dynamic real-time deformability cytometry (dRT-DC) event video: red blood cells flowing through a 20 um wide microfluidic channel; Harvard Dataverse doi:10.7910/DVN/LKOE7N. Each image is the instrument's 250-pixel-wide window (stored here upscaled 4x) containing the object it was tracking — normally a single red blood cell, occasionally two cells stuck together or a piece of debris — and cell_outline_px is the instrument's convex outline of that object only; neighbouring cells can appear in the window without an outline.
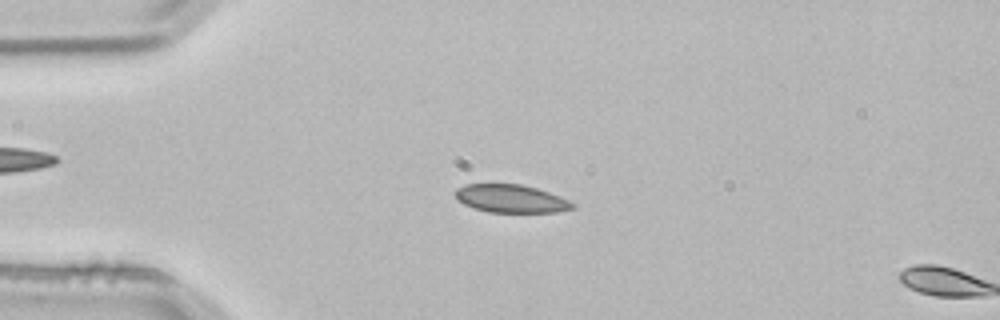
{"species": "common noctule bat (a hibernating species)", "species_latin": "Nyctalus noctula", "temperature_condition": "room temperature", "stored_images_in_passage": 4, "camera_frame_rate_fps": 3000, "um_per_image_px": 0.085, "animal": {"sex": "male", "body_mass_g": 21.5, "forearm_length_mm": 52.0}, "frame": {"image": 1, "passage_image": 3, "time_ms": 0.667, "image_size_px": [1000, 320], "cell_outline_px": [[576, 208], [556, 212], [488, 212], [472, 208], [456, 200], [456, 188], [464, 184], [520, 184], [536, 188], [560, 196], [576, 204]], "centroid_in_image_um": [43.43, 16.89], "position_along_channel_um": 41.6, "area_um2": 19.25}}